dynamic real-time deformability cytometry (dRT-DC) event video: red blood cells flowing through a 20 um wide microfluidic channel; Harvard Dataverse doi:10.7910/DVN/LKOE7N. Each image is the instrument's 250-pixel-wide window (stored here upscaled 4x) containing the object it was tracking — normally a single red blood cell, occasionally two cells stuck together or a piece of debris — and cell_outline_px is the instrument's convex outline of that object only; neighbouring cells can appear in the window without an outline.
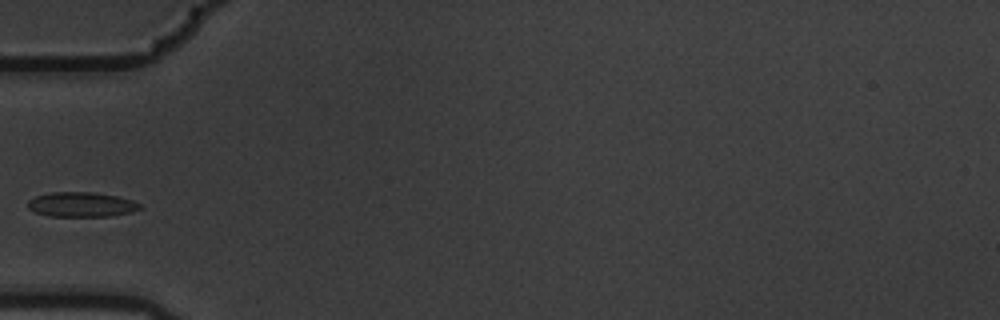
{"species": "common noctule bat (a hibernating species)", "species_latin": "Nyctalus noctula", "temperature_condition": "warm", "stored_images_in_passage": 6, "camera_frame_rate_fps": 3000, "um_per_image_px": 0.085, "animal": {"sex": "male", "body_mass_g": 19.5, "forearm_length_mm": 54.6}, "frame": {"image": 1, "passage_image": 3, "time_ms": 0.667, "image_size_px": [1000, 320], "cell_outline_px": [[144, 208], [132, 212], [112, 216], [48, 216], [36, 212], [28, 208], [28, 200], [36, 196], [52, 192], [92, 192], [116, 196], [132, 200], [140, 204]], "centroid_in_image_um": [6.95, 17.39], "position_along_channel_um": 78.1, "area_um2": 16.18}}
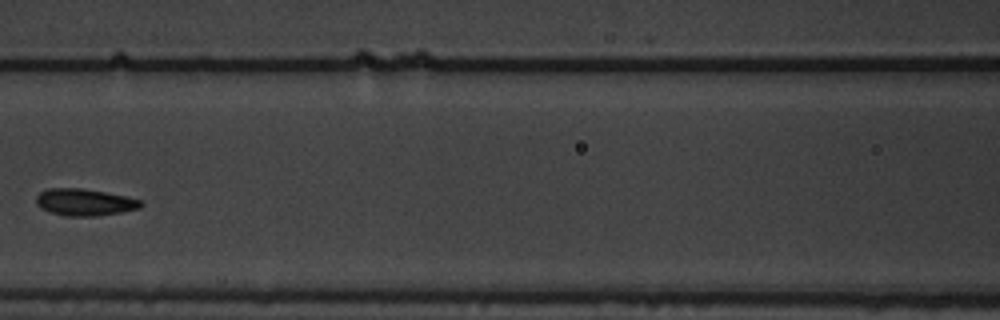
{"frame": {"image": 2, "passage_image": 5, "time_ms": 1.333, "image_size_px": [1000, 320], "cell_outline_px": [[144, 204], [140, 208], [120, 212], [96, 216], [64, 216], [40, 208], [36, 204], [36, 196], [40, 192], [48, 188], [80, 188], [104, 192], [144, 200]], "centroid_in_image_um": [7.19, 17.19], "position_along_channel_um": 159.4, "area_um2": 16.42}}
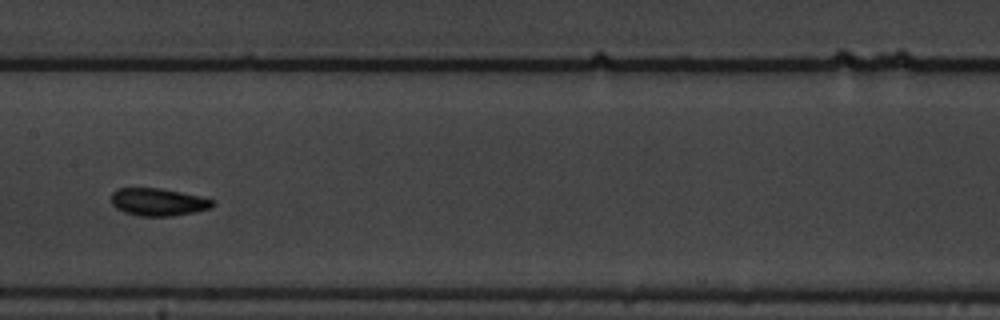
{"frame": {"image": 3, "passage_image": 6, "time_ms": 1.667, "image_size_px": [1000, 320], "cell_outline_px": [[216, 204], [212, 208], [172, 216], [140, 216], [124, 212], [116, 208], [112, 204], [112, 192], [120, 188], [160, 188], [200, 196], [216, 200]], "centroid_in_image_um": [13.48, 17.17], "position_along_channel_um": 193.9, "area_um2": 16.3}}